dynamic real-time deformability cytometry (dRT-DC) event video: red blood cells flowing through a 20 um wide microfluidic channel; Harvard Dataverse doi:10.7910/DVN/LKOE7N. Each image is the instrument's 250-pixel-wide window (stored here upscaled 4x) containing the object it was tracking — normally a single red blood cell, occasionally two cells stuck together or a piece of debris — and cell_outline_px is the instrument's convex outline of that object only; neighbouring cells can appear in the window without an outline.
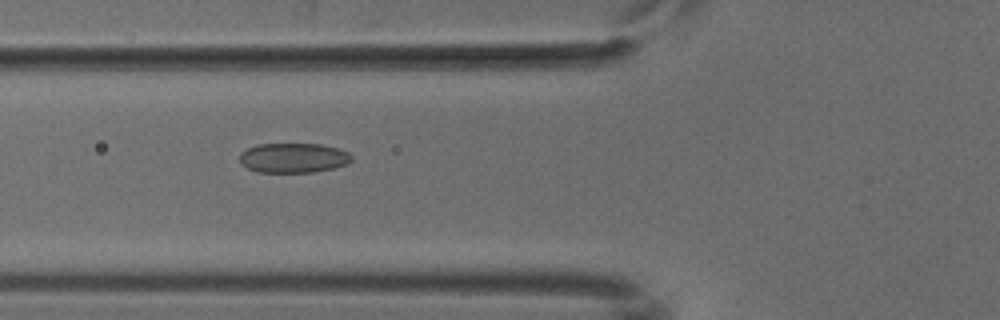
{"species": "common noctule bat (a hibernating species)", "species_latin": "Nyctalus noctula", "temperature_condition": "cold", "stored_images_in_passage": 46, "camera_frame_rate_fps": 3000, "um_per_image_px": 0.085, "animal": {"sex": "male", "body_mass_g": 18.8}, "frame": {"image": 1, "passage_image": 14, "time_ms": 4.333, "image_size_px": [1000, 320], "cell_outline_px": [[352, 160], [348, 164], [332, 168], [312, 172], [256, 172], [240, 164], [240, 152], [256, 144], [320, 144], [336, 148], [348, 152], [352, 156]], "centroid_in_image_um": [24.91, 13.42], "position_along_channel_um": 100.9, "area_um2": 19.42}}
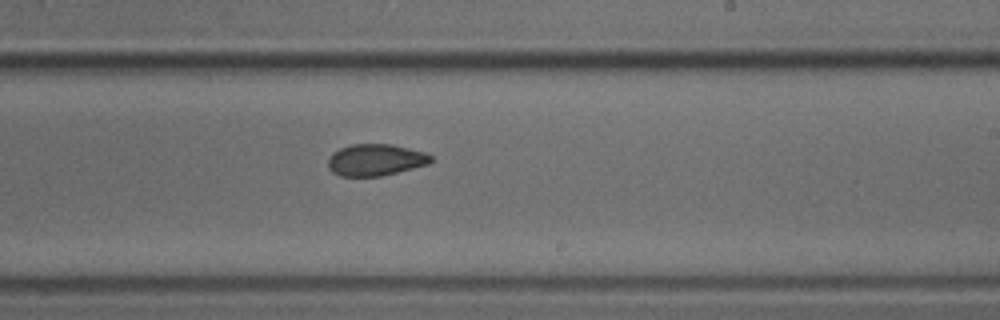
{"frame": {"image": 2, "passage_image": 26, "time_ms": 8.333, "image_size_px": [1000, 320], "cell_outline_px": [[432, 160], [428, 164], [380, 176], [340, 176], [332, 172], [328, 168], [328, 160], [332, 152], [340, 148], [352, 144], [392, 144], [424, 152], [432, 156]], "centroid_in_image_um": [31.88, 13.58], "position_along_channel_um": 257.1, "area_um2": 18.9}}
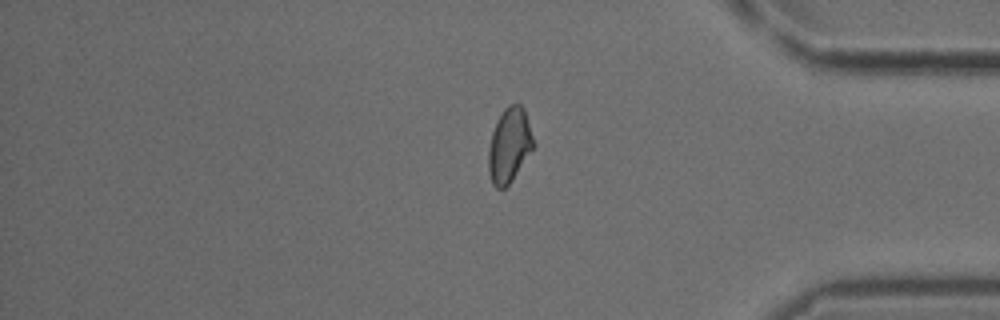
{"frame": {"image": 3, "passage_image": 38, "time_ms": 12.333, "image_size_px": [1000, 320], "cell_outline_px": [[536, 144], [512, 180], [504, 188], [496, 188], [492, 184], [488, 172], [488, 148], [492, 132], [496, 120], [504, 108], [508, 104], [520, 104], [524, 108]], "centroid_in_image_um": [43.29, 12.33], "position_along_channel_um": 391.9, "area_um2": 19.77}}